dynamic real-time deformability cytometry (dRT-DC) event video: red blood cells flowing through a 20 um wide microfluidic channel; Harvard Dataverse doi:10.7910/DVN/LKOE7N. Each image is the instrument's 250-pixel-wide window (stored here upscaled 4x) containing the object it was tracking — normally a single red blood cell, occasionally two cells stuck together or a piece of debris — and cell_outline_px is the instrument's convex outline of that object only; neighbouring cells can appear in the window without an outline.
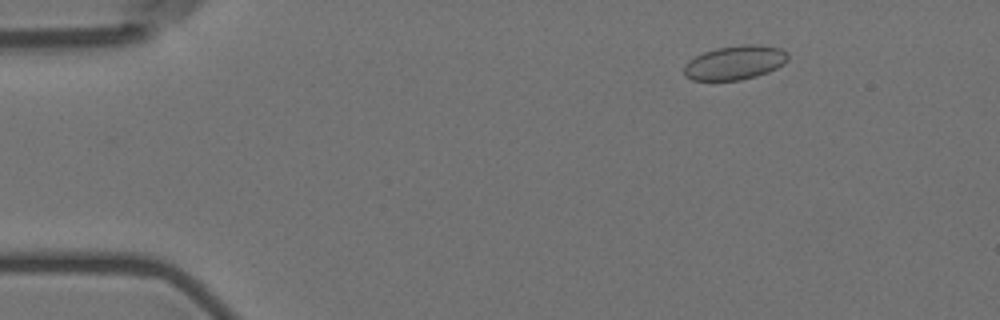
{"species": "Egyptian fruit bat (a non-hibernating species)", "species_latin": "Rousettus aegyptiacus", "temperature_condition": "room temperature", "stored_images_in_passage": 8, "camera_frame_rate_fps": 3000, "um_per_image_px": 0.085, "animal": {"sex": "female"}, "frame": {"image": 1, "passage_image": 3, "time_ms": 2.333, "image_size_px": [1000, 320], "cell_outline_px": [[788, 60], [784, 64], [768, 72], [756, 76], [740, 80], [692, 80], [684, 76], [684, 64], [688, 60], [704, 52], [716, 48], [740, 44], [760, 44], [780, 48], [788, 52]], "centroid_in_image_um": [62.47, 5.31], "position_along_channel_um": 22.5, "area_um2": 20.87}}
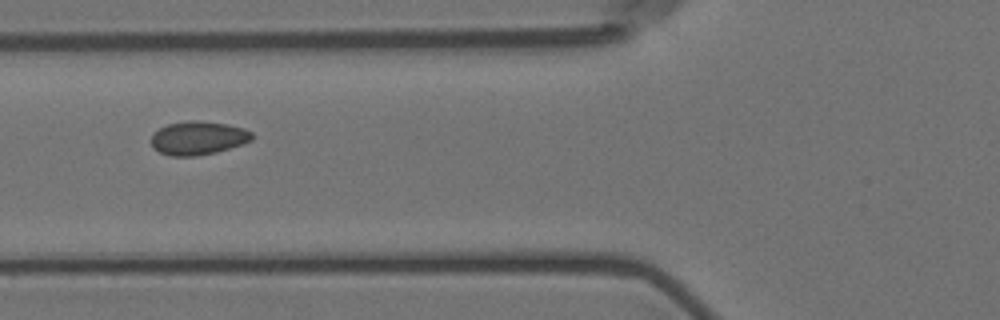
{"frame": {"image": 2, "passage_image": 7, "time_ms": 7.0, "image_size_px": [1000, 320], "cell_outline_px": [[252, 140], [244, 144], [216, 152], [196, 156], [168, 156], [160, 152], [152, 144], [152, 136], [160, 128], [168, 124], [188, 120], [196, 120], [228, 124], [244, 128], [252, 132]], "centroid_in_image_um": [16.88, 11.73], "position_along_channel_um": 108.9, "area_um2": 19.65}}
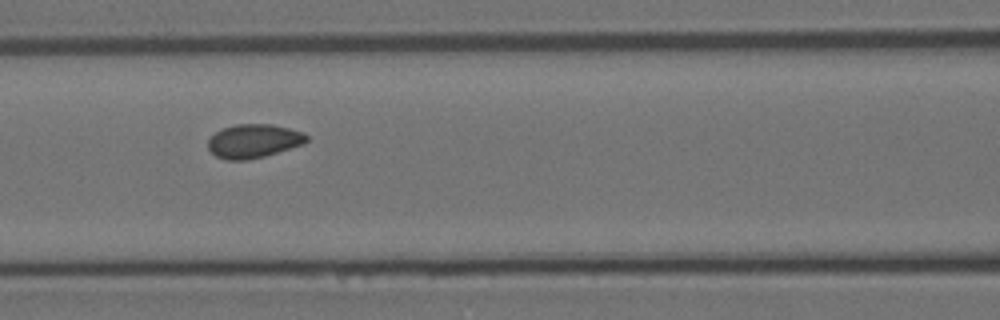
{"frame": {"image": 3, "passage_image": 8, "time_ms": 8.0, "image_size_px": [1000, 320], "cell_outline_px": [[308, 140], [304, 144], [264, 156], [248, 160], [224, 160], [216, 156], [208, 148], [208, 140], [216, 132], [224, 128], [236, 124], [272, 124], [304, 132], [308, 136]], "centroid_in_image_um": [21.57, 11.99], "position_along_channel_um": 145.0, "area_um2": 19.36}}